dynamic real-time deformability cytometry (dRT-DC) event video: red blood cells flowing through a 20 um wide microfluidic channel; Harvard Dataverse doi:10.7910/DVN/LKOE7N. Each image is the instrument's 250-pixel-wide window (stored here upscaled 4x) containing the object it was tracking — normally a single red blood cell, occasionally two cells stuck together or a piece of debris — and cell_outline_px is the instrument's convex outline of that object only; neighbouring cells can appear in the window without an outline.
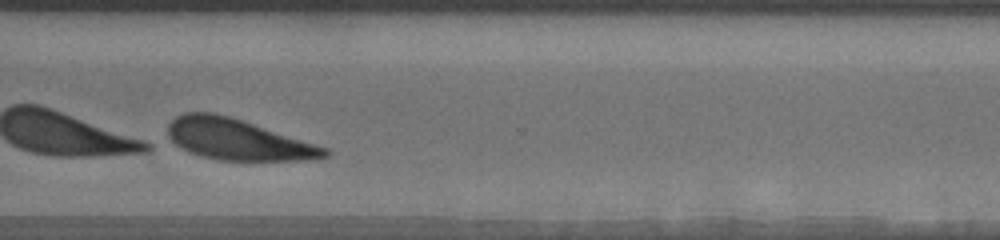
{"species": "human", "species_latin": "Homo sapiens", "temperature_condition": "warm", "stored_images_in_passage": 34, "camera_frame_rate_fps": 3000, "um_per_image_px": 0.085, "donor": {"sex": "male"}, "frame": {"image": 1, "passage_image": 29, "time_ms": 9.333, "image_size_px": [1000, 240], "cell_outline_px": [[332, 152], [328, 156], [304, 160], [220, 160], [200, 156], [188, 152], [180, 148], [168, 140], [168, 124], [176, 116], [184, 112], [212, 112], [228, 116], [328, 148]], "centroid_in_image_um": [20.14, 11.86], "position_along_channel_um": 350.5, "area_um2": 37.22}}